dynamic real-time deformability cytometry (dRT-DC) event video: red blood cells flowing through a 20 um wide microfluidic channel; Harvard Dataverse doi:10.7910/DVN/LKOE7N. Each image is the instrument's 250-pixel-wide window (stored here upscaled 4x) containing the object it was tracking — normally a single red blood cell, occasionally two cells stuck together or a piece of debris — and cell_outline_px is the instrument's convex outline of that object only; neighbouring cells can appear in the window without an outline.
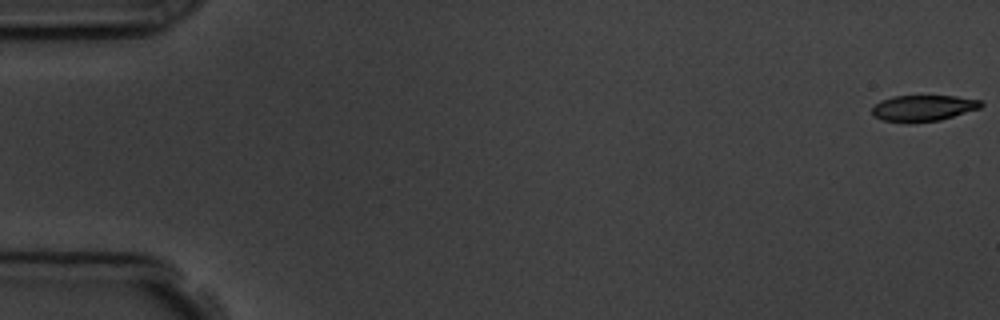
{"species": "common noctule bat (a hibernating species)", "species_latin": "Nyctalus noctula", "temperature_condition": "room temperature", "stored_images_in_passage": 11, "camera_frame_rate_fps": 3000, "um_per_image_px": 0.085, "animal": {"sex": "male", "body_mass_g": 19.5, "forearm_length_mm": 54.6}, "frame": {"image": 1, "passage_image": 1, "time_ms": 0.0, "image_size_px": [1000, 320], "cell_outline_px": [[984, 104], [980, 108], [940, 120], [908, 124], [884, 120], [872, 116], [872, 108], [880, 100], [892, 96], [956, 96], [980, 100]], "centroid_in_image_um": [78.44, 9.2], "position_along_channel_um": 6.6, "area_um2": 16.76}}
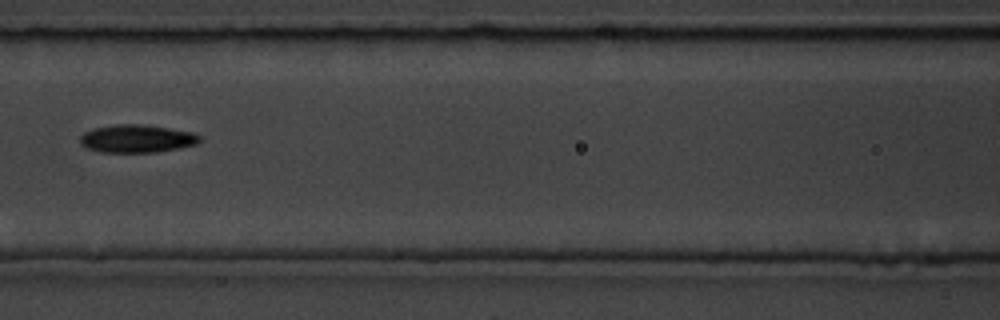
{"frame": {"image": 2, "passage_image": 8, "time_ms": 8.0, "image_size_px": [1000, 320], "cell_outline_px": [[200, 140], [196, 144], [180, 148], [156, 152], [100, 152], [88, 148], [80, 144], [80, 136], [84, 132], [92, 128], [116, 124], [140, 124], [168, 128], [192, 132], [200, 136]], "centroid_in_image_um": [11.6, 11.78], "position_along_channel_um": 155.0, "area_um2": 19.42}}
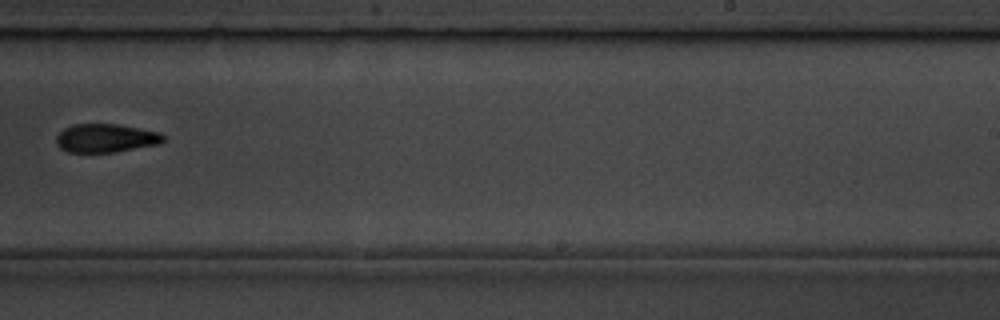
{"frame": {"image": 3, "passage_image": 11, "time_ms": 11.333, "image_size_px": [1000, 320], "cell_outline_px": [[168, 140], [160, 144], [116, 152], [68, 152], [60, 148], [56, 144], [56, 136], [64, 128], [72, 124], [120, 124], [160, 132]], "centroid_in_image_um": [9.03, 11.74], "position_along_channel_um": 280.0, "area_um2": 18.09}}